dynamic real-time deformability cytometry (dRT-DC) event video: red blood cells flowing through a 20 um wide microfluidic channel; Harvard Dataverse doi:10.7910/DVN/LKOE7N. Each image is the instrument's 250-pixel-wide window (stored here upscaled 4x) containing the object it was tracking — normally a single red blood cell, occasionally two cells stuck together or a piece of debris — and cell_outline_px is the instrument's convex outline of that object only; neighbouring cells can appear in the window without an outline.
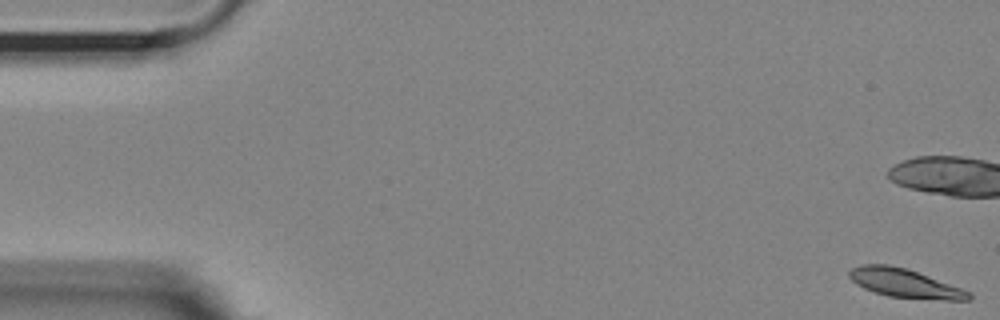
{"species": "Egyptian fruit bat (a non-hibernating species)", "species_latin": "Rousettus aegyptiacus", "temperature_condition": "room temperature", "stored_images_in_passage": 17, "camera_frame_rate_fps": 3000, "um_per_image_px": 0.085, "animal": {"sex": "female"}, "frame": {"image": 1, "passage_image": 1, "time_ms": 0.0, "image_size_px": [1000, 320], "cell_outline_px": [[972, 300], [944, 300], [888, 296], [864, 288], [856, 284], [848, 276], [848, 272], [852, 268], [860, 264], [888, 264], [908, 268], [960, 288], [968, 292], [972, 296]], "centroid_in_image_um": [76.87, 24.06], "position_along_channel_um": 8.1, "area_um2": 19.88}}